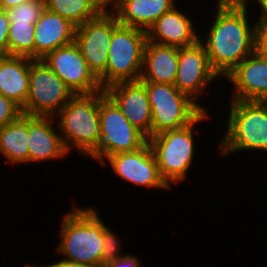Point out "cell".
I'll use <instances>...</instances> for the list:
<instances>
[{"instance_id": "ba28073f", "label": "cell", "mask_w": 267, "mask_h": 267, "mask_svg": "<svg viewBox=\"0 0 267 267\" xmlns=\"http://www.w3.org/2000/svg\"><path fill=\"white\" fill-rule=\"evenodd\" d=\"M152 113L151 136L192 123L204 110L173 84L142 82Z\"/></svg>"}, {"instance_id": "4dcf8cb0", "label": "cell", "mask_w": 267, "mask_h": 267, "mask_svg": "<svg viewBox=\"0 0 267 267\" xmlns=\"http://www.w3.org/2000/svg\"><path fill=\"white\" fill-rule=\"evenodd\" d=\"M44 267H91L85 264L81 263H76L73 261H69L66 259H60L58 262L52 263V264H47L43 265Z\"/></svg>"}, {"instance_id": "1f68e13d", "label": "cell", "mask_w": 267, "mask_h": 267, "mask_svg": "<svg viewBox=\"0 0 267 267\" xmlns=\"http://www.w3.org/2000/svg\"><path fill=\"white\" fill-rule=\"evenodd\" d=\"M27 1L31 0H0V9L7 10Z\"/></svg>"}, {"instance_id": "83f0119b", "label": "cell", "mask_w": 267, "mask_h": 267, "mask_svg": "<svg viewBox=\"0 0 267 267\" xmlns=\"http://www.w3.org/2000/svg\"><path fill=\"white\" fill-rule=\"evenodd\" d=\"M10 20L6 10L0 9V56L9 55L8 33Z\"/></svg>"}, {"instance_id": "ffe728a7", "label": "cell", "mask_w": 267, "mask_h": 267, "mask_svg": "<svg viewBox=\"0 0 267 267\" xmlns=\"http://www.w3.org/2000/svg\"><path fill=\"white\" fill-rule=\"evenodd\" d=\"M30 64V57L0 56V94L11 99L21 109L27 100Z\"/></svg>"}, {"instance_id": "8992f818", "label": "cell", "mask_w": 267, "mask_h": 267, "mask_svg": "<svg viewBox=\"0 0 267 267\" xmlns=\"http://www.w3.org/2000/svg\"><path fill=\"white\" fill-rule=\"evenodd\" d=\"M147 32L120 23L113 29L105 72L98 78L101 87L118 82L139 81Z\"/></svg>"}, {"instance_id": "7402d4cb", "label": "cell", "mask_w": 267, "mask_h": 267, "mask_svg": "<svg viewBox=\"0 0 267 267\" xmlns=\"http://www.w3.org/2000/svg\"><path fill=\"white\" fill-rule=\"evenodd\" d=\"M28 115L0 128V154L12 165L29 164Z\"/></svg>"}, {"instance_id": "8fae6325", "label": "cell", "mask_w": 267, "mask_h": 267, "mask_svg": "<svg viewBox=\"0 0 267 267\" xmlns=\"http://www.w3.org/2000/svg\"><path fill=\"white\" fill-rule=\"evenodd\" d=\"M42 59L74 95L103 91L75 42L49 52Z\"/></svg>"}, {"instance_id": "7c38bea8", "label": "cell", "mask_w": 267, "mask_h": 267, "mask_svg": "<svg viewBox=\"0 0 267 267\" xmlns=\"http://www.w3.org/2000/svg\"><path fill=\"white\" fill-rule=\"evenodd\" d=\"M218 74L211 68L204 45L196 44L179 47L177 75L174 86L188 95L203 110L205 106L199 104L202 92L208 89ZM208 86V87H207Z\"/></svg>"}, {"instance_id": "5b68a950", "label": "cell", "mask_w": 267, "mask_h": 267, "mask_svg": "<svg viewBox=\"0 0 267 267\" xmlns=\"http://www.w3.org/2000/svg\"><path fill=\"white\" fill-rule=\"evenodd\" d=\"M208 115V111L204 110L189 125L163 131L148 139L160 175L169 187L186 179L195 156V125L208 120Z\"/></svg>"}, {"instance_id": "9a60e30c", "label": "cell", "mask_w": 267, "mask_h": 267, "mask_svg": "<svg viewBox=\"0 0 267 267\" xmlns=\"http://www.w3.org/2000/svg\"><path fill=\"white\" fill-rule=\"evenodd\" d=\"M104 90L121 109L130 124L149 139L152 113L146 86L140 80L128 81L112 84Z\"/></svg>"}, {"instance_id": "8d00e7d4", "label": "cell", "mask_w": 267, "mask_h": 267, "mask_svg": "<svg viewBox=\"0 0 267 267\" xmlns=\"http://www.w3.org/2000/svg\"><path fill=\"white\" fill-rule=\"evenodd\" d=\"M26 267H36V266H34V265L32 264L31 266L26 265ZM37 267H44V266H43V265H40V266H37Z\"/></svg>"}, {"instance_id": "603a6c76", "label": "cell", "mask_w": 267, "mask_h": 267, "mask_svg": "<svg viewBox=\"0 0 267 267\" xmlns=\"http://www.w3.org/2000/svg\"><path fill=\"white\" fill-rule=\"evenodd\" d=\"M45 8L68 19L76 27L98 17L104 11L99 0H44Z\"/></svg>"}, {"instance_id": "5bb4252c", "label": "cell", "mask_w": 267, "mask_h": 267, "mask_svg": "<svg viewBox=\"0 0 267 267\" xmlns=\"http://www.w3.org/2000/svg\"><path fill=\"white\" fill-rule=\"evenodd\" d=\"M225 78L234 86L231 100L267 101V56L258 49L239 63Z\"/></svg>"}, {"instance_id": "3957f363", "label": "cell", "mask_w": 267, "mask_h": 267, "mask_svg": "<svg viewBox=\"0 0 267 267\" xmlns=\"http://www.w3.org/2000/svg\"><path fill=\"white\" fill-rule=\"evenodd\" d=\"M55 116L67 151L76 147V151L90 158L100 140L99 92L74 95Z\"/></svg>"}, {"instance_id": "52a82bcc", "label": "cell", "mask_w": 267, "mask_h": 267, "mask_svg": "<svg viewBox=\"0 0 267 267\" xmlns=\"http://www.w3.org/2000/svg\"><path fill=\"white\" fill-rule=\"evenodd\" d=\"M99 114V147L90 157L94 162L101 164L110 155L135 151L148 142V138L130 124L105 90L99 91Z\"/></svg>"}, {"instance_id": "4316f807", "label": "cell", "mask_w": 267, "mask_h": 267, "mask_svg": "<svg viewBox=\"0 0 267 267\" xmlns=\"http://www.w3.org/2000/svg\"><path fill=\"white\" fill-rule=\"evenodd\" d=\"M21 114V108L16 103L0 94V128L15 121Z\"/></svg>"}, {"instance_id": "d6a6232c", "label": "cell", "mask_w": 267, "mask_h": 267, "mask_svg": "<svg viewBox=\"0 0 267 267\" xmlns=\"http://www.w3.org/2000/svg\"><path fill=\"white\" fill-rule=\"evenodd\" d=\"M260 6L261 15H259L258 21H267V0H255Z\"/></svg>"}, {"instance_id": "d4e9b609", "label": "cell", "mask_w": 267, "mask_h": 267, "mask_svg": "<svg viewBox=\"0 0 267 267\" xmlns=\"http://www.w3.org/2000/svg\"><path fill=\"white\" fill-rule=\"evenodd\" d=\"M45 9L44 0H31L7 9L10 22L35 24Z\"/></svg>"}, {"instance_id": "2e32d148", "label": "cell", "mask_w": 267, "mask_h": 267, "mask_svg": "<svg viewBox=\"0 0 267 267\" xmlns=\"http://www.w3.org/2000/svg\"><path fill=\"white\" fill-rule=\"evenodd\" d=\"M53 120L52 116L28 115L29 163L62 159L68 155L60 133L55 131L58 125Z\"/></svg>"}, {"instance_id": "4fadbf2b", "label": "cell", "mask_w": 267, "mask_h": 267, "mask_svg": "<svg viewBox=\"0 0 267 267\" xmlns=\"http://www.w3.org/2000/svg\"><path fill=\"white\" fill-rule=\"evenodd\" d=\"M107 162L116 176L129 183L140 187L171 189L160 175L149 142L135 151L110 155L100 165L105 167Z\"/></svg>"}, {"instance_id": "e575fe53", "label": "cell", "mask_w": 267, "mask_h": 267, "mask_svg": "<svg viewBox=\"0 0 267 267\" xmlns=\"http://www.w3.org/2000/svg\"><path fill=\"white\" fill-rule=\"evenodd\" d=\"M217 5H239V0H218Z\"/></svg>"}, {"instance_id": "484cf974", "label": "cell", "mask_w": 267, "mask_h": 267, "mask_svg": "<svg viewBox=\"0 0 267 267\" xmlns=\"http://www.w3.org/2000/svg\"><path fill=\"white\" fill-rule=\"evenodd\" d=\"M108 226L103 231L102 236V252H101V267L106 263L115 259L122 258L124 254L119 250L120 239Z\"/></svg>"}, {"instance_id": "74e56055", "label": "cell", "mask_w": 267, "mask_h": 267, "mask_svg": "<svg viewBox=\"0 0 267 267\" xmlns=\"http://www.w3.org/2000/svg\"><path fill=\"white\" fill-rule=\"evenodd\" d=\"M99 1L104 5L106 0H99Z\"/></svg>"}, {"instance_id": "7a4b0ae2", "label": "cell", "mask_w": 267, "mask_h": 267, "mask_svg": "<svg viewBox=\"0 0 267 267\" xmlns=\"http://www.w3.org/2000/svg\"><path fill=\"white\" fill-rule=\"evenodd\" d=\"M74 205L63 216L57 251L63 259L101 267L102 236L107 226L96 209Z\"/></svg>"}, {"instance_id": "9c48e42d", "label": "cell", "mask_w": 267, "mask_h": 267, "mask_svg": "<svg viewBox=\"0 0 267 267\" xmlns=\"http://www.w3.org/2000/svg\"><path fill=\"white\" fill-rule=\"evenodd\" d=\"M73 96L43 59H31L29 90L22 114L55 117Z\"/></svg>"}, {"instance_id": "6da1fadb", "label": "cell", "mask_w": 267, "mask_h": 267, "mask_svg": "<svg viewBox=\"0 0 267 267\" xmlns=\"http://www.w3.org/2000/svg\"><path fill=\"white\" fill-rule=\"evenodd\" d=\"M247 5H217L206 39L200 37L219 76L225 77L257 49V23L250 25Z\"/></svg>"}, {"instance_id": "d6986e66", "label": "cell", "mask_w": 267, "mask_h": 267, "mask_svg": "<svg viewBox=\"0 0 267 267\" xmlns=\"http://www.w3.org/2000/svg\"><path fill=\"white\" fill-rule=\"evenodd\" d=\"M178 58L179 47L146 41L140 81L174 85Z\"/></svg>"}, {"instance_id": "e0dca14e", "label": "cell", "mask_w": 267, "mask_h": 267, "mask_svg": "<svg viewBox=\"0 0 267 267\" xmlns=\"http://www.w3.org/2000/svg\"><path fill=\"white\" fill-rule=\"evenodd\" d=\"M193 21L177 6L159 17L147 31V41L175 47H187L200 40Z\"/></svg>"}, {"instance_id": "30bf717a", "label": "cell", "mask_w": 267, "mask_h": 267, "mask_svg": "<svg viewBox=\"0 0 267 267\" xmlns=\"http://www.w3.org/2000/svg\"><path fill=\"white\" fill-rule=\"evenodd\" d=\"M118 24L113 12L103 11L98 17L76 27L74 42L97 78L106 70L113 29Z\"/></svg>"}, {"instance_id": "ac0fdd59", "label": "cell", "mask_w": 267, "mask_h": 267, "mask_svg": "<svg viewBox=\"0 0 267 267\" xmlns=\"http://www.w3.org/2000/svg\"><path fill=\"white\" fill-rule=\"evenodd\" d=\"M76 26L68 19L45 8L35 23L34 59L74 42Z\"/></svg>"}, {"instance_id": "d590c367", "label": "cell", "mask_w": 267, "mask_h": 267, "mask_svg": "<svg viewBox=\"0 0 267 267\" xmlns=\"http://www.w3.org/2000/svg\"><path fill=\"white\" fill-rule=\"evenodd\" d=\"M250 0H239V4H249L247 2H249Z\"/></svg>"}, {"instance_id": "cb8c5ba5", "label": "cell", "mask_w": 267, "mask_h": 267, "mask_svg": "<svg viewBox=\"0 0 267 267\" xmlns=\"http://www.w3.org/2000/svg\"><path fill=\"white\" fill-rule=\"evenodd\" d=\"M35 24L10 22L8 33L9 55L34 59Z\"/></svg>"}, {"instance_id": "836d02e7", "label": "cell", "mask_w": 267, "mask_h": 267, "mask_svg": "<svg viewBox=\"0 0 267 267\" xmlns=\"http://www.w3.org/2000/svg\"><path fill=\"white\" fill-rule=\"evenodd\" d=\"M123 1L124 0H106L104 4V11L113 12Z\"/></svg>"}, {"instance_id": "277c9868", "label": "cell", "mask_w": 267, "mask_h": 267, "mask_svg": "<svg viewBox=\"0 0 267 267\" xmlns=\"http://www.w3.org/2000/svg\"><path fill=\"white\" fill-rule=\"evenodd\" d=\"M229 108L227 130L217 145L220 155L267 152V101L231 100Z\"/></svg>"}, {"instance_id": "f1b7e54d", "label": "cell", "mask_w": 267, "mask_h": 267, "mask_svg": "<svg viewBox=\"0 0 267 267\" xmlns=\"http://www.w3.org/2000/svg\"><path fill=\"white\" fill-rule=\"evenodd\" d=\"M140 262L137 256L126 254L122 258L106 263L103 267H142Z\"/></svg>"}, {"instance_id": "44dd1931", "label": "cell", "mask_w": 267, "mask_h": 267, "mask_svg": "<svg viewBox=\"0 0 267 267\" xmlns=\"http://www.w3.org/2000/svg\"><path fill=\"white\" fill-rule=\"evenodd\" d=\"M175 0H124L114 11L119 23L144 31L164 13L170 11Z\"/></svg>"}, {"instance_id": "f546056e", "label": "cell", "mask_w": 267, "mask_h": 267, "mask_svg": "<svg viewBox=\"0 0 267 267\" xmlns=\"http://www.w3.org/2000/svg\"><path fill=\"white\" fill-rule=\"evenodd\" d=\"M257 49L267 56V21H257Z\"/></svg>"}]
</instances>
